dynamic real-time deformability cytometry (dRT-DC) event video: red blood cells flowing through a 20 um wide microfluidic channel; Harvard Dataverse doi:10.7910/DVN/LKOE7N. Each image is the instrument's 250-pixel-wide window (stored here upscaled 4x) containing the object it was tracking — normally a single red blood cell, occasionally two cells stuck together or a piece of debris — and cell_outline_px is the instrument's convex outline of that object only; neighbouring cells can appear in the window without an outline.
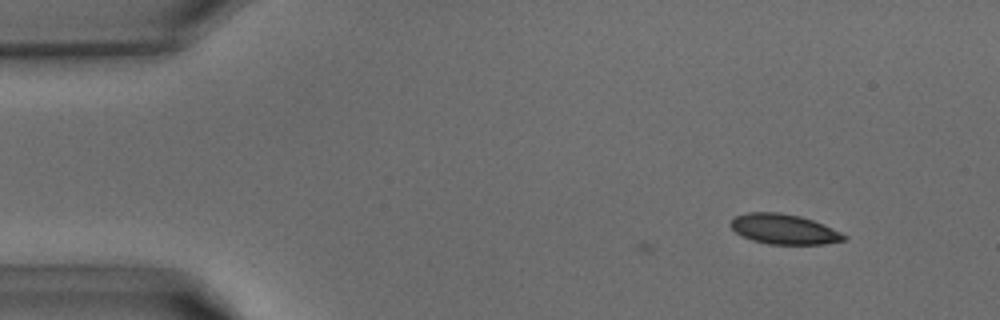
{"species": "common noctule bat (a hibernating species)", "species_latin": "Nyctalus noctula", "temperature_condition": "warm", "stored_images_in_passage": 4, "camera_frame_rate_fps": 3000, "um_per_image_px": 0.085, "animal": {"sex": "male", "body_mass_g": 15.6}, "frame": {"image": 1, "passage_image": 4, "time_ms": 1.0, "image_size_px": [1000, 320], "cell_outline_px": [[848, 236], [844, 240], [824, 244], [768, 244], [752, 240], [736, 232], [728, 224], [732, 216], [748, 212], [780, 212], [800, 216], [824, 224]], "centroid_in_image_um": [66.6, 19.46], "position_along_channel_um": 18.4, "area_um2": 19.94}}